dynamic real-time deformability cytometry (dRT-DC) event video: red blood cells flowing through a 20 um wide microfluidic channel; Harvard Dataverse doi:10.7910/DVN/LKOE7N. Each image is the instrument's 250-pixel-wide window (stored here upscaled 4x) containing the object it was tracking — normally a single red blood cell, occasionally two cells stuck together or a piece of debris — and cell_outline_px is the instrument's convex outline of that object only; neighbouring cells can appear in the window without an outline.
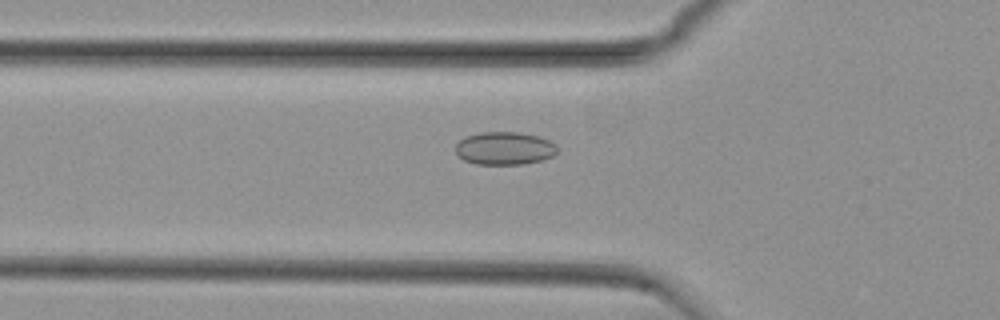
{"species": "common noctule bat (a hibernating species)", "species_latin": "Nyctalus noctula", "temperature_condition": "cold", "stored_images_in_passage": 47, "camera_frame_rate_fps": 3000, "um_per_image_px": 0.085, "animal": {"sex": "female", "body_mass_g": 29.2, "forearm_length_mm": 56.3}, "frame": {"image": 1, "passage_image": 11, "time_ms": 3.333, "image_size_px": [1000, 320], "cell_outline_px": [[556, 152], [552, 156], [544, 160], [524, 164], [476, 164], [464, 160], [456, 156], [456, 144], [460, 140], [468, 136], [480, 132], [516, 132], [536, 136], [548, 140], [556, 144]], "centroid_in_image_um": [42.87, 12.62], "position_along_channel_um": 82.9, "area_um2": 19.48}}
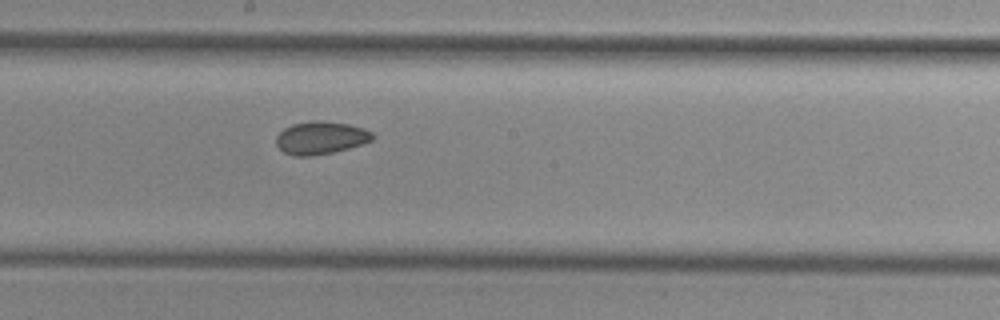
{"frame": {"image": 2, "passage_image": 22, "time_ms": 7.0, "image_size_px": [1000, 320], "cell_outline_px": [[376, 136], [372, 140], [348, 148], [332, 152], [312, 156], [292, 156], [284, 152], [276, 144], [276, 136], [284, 128], [292, 124], [316, 120], [320, 120], [348, 124], [364, 128], [372, 132]], "centroid_in_image_um": [27.25, 11.71], "position_along_channel_um": 220.9, "area_um2": 18.38}}
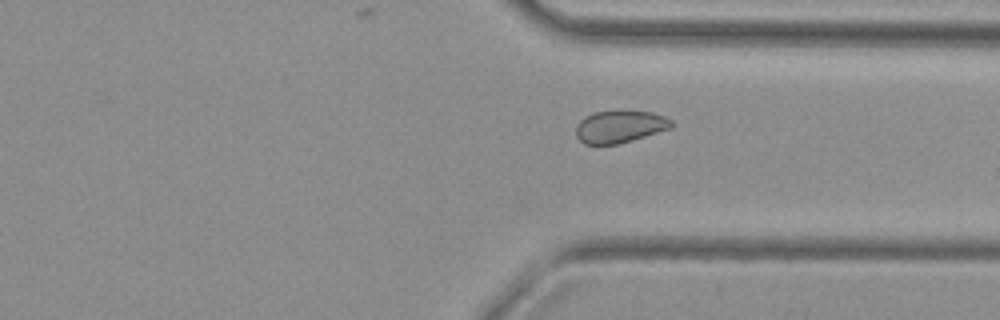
{"frame": {"image": 3, "passage_image": 33, "time_ms": 10.667, "image_size_px": [1000, 320], "cell_outline_px": [[672, 128], [632, 140], [616, 144], [584, 144], [576, 136], [576, 124], [584, 116], [592, 112], [652, 112], [664, 116], [672, 120]], "centroid_in_image_um": [52.66, 10.77], "position_along_channel_um": 358.7, "area_um2": 17.74}, "authors_computed_cell_mechanics": {"area_um2": 19.1318, "velocity_mm_per_s": 3.7561, "shape_relaxation_time_tau1_ms": null, "shape_relaxation_time_tau2_ms": 3.217, "deformation_change_tau1": null, "deformation_change_tau2": 0.0535}}